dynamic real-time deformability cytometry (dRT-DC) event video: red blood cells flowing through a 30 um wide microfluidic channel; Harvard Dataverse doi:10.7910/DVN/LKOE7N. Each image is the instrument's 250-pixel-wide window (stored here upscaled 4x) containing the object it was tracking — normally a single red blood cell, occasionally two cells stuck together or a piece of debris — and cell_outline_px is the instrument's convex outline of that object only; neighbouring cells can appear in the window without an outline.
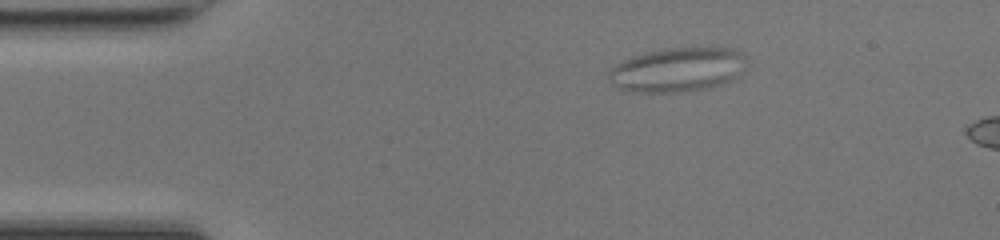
{"species": "common noctule bat (a hibernating species)", "species_latin": "Nyctalus noctula", "temperature_condition": "room temperature", "stored_images_in_passage": 5, "camera_frame_rate_fps": 3000, "um_per_image_px": 0.085, "animal": {"sex": "female", "body_mass_g": 17.0, "forearm_length_mm": 48.0}, "frame": {"image": 1, "passage_image": 1, "time_ms": 0.0, "image_size_px": [1000, 240], "cell_outline_px": [[736, 56], [732, 76], [728, 80], [720, 84], [700, 88], [668, 92], [644, 92], [620, 88], [612, 72], [612, 68], [636, 56], [652, 52], [676, 48], [728, 48], [736, 52]], "centroid_in_image_um": [57.47, 5.93], "position_along_channel_um": 27.5, "area_um2": 31.73}}